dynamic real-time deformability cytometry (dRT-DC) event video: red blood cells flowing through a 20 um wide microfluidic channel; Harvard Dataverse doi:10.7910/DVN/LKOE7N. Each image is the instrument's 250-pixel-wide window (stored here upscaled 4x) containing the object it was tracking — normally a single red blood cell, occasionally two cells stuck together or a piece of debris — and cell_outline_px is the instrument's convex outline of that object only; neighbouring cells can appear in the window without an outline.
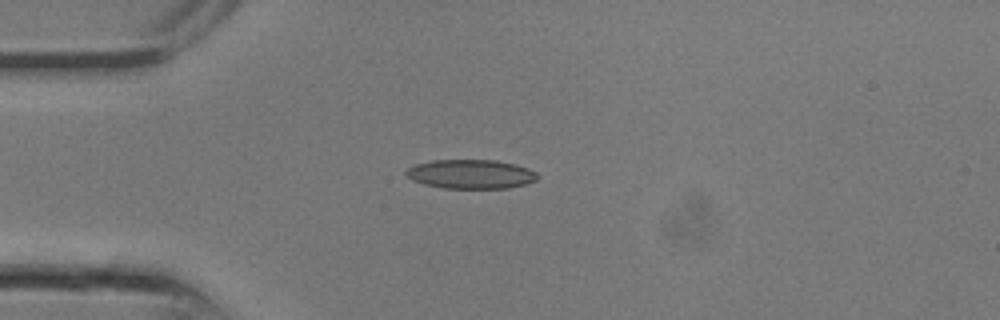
{"species": "common noctule bat (a hibernating species)", "species_latin": "Nyctalus noctula", "temperature_condition": "room temperature", "stored_images_in_passage": 2, "camera_frame_rate_fps": 3000, "um_per_image_px": 0.085, "animal": {"sex": "male", "body_mass_g": 13.3}, "frame": {"image": 1, "passage_image": 1, "time_ms": 0.0, "image_size_px": [1000, 320], "cell_outline_px": [[540, 176], [536, 180], [524, 184], [508, 188], [444, 188], [424, 184], [412, 180], [404, 172], [408, 168], [416, 164], [432, 160], [496, 160], [516, 164], [528, 168], [536, 172]], "centroid_in_image_um": [40.04, 14.79], "position_along_channel_um": 45.0, "area_um2": 22.31}}